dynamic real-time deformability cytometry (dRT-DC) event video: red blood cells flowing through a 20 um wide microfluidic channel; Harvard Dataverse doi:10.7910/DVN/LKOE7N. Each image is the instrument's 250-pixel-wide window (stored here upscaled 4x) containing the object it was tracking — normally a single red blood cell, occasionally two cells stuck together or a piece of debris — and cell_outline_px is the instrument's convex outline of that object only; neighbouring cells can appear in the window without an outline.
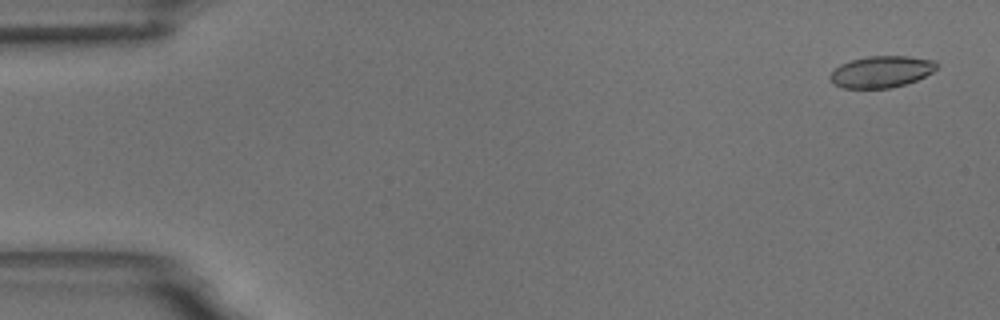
{"species": "common noctule bat (a hibernating species)", "species_latin": "Nyctalus noctula", "temperature_condition": "room temperature", "stored_images_in_passage": 56, "camera_frame_rate_fps": 3000, "um_per_image_px": 0.085, "animal": {"sex": "male", "body_mass_g": 18.8}, "frame": {"image": 1, "passage_image": 3, "time_ms": 0.667, "image_size_px": [1000, 320], "cell_outline_px": [[936, 68], [932, 72], [916, 80], [892, 88], [844, 88], [832, 84], [828, 76], [840, 64], [852, 60], [868, 56], [908, 56], [936, 60]], "centroid_in_image_um": [74.89, 6.1], "position_along_channel_um": 10.1, "area_um2": 19.59}}
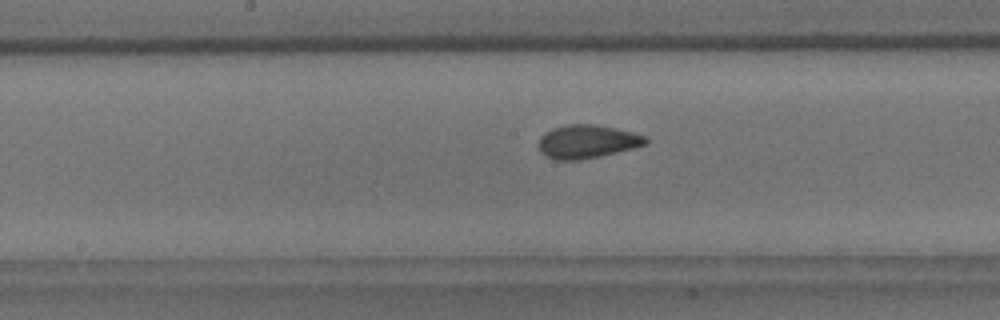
{"frame": {"image": 2, "passage_image": 29, "time_ms": 9.333, "image_size_px": [1000, 320], "cell_outline_px": [[648, 144], [600, 156], [580, 160], [556, 160], [544, 156], [540, 152], [540, 136], [544, 132], [552, 128], [568, 124], [596, 124], [616, 128], [632, 132], [644, 136], [648, 140]], "centroid_in_image_um": [49.88, 12.03], "position_along_channel_um": 198.3, "area_um2": 20.87}}
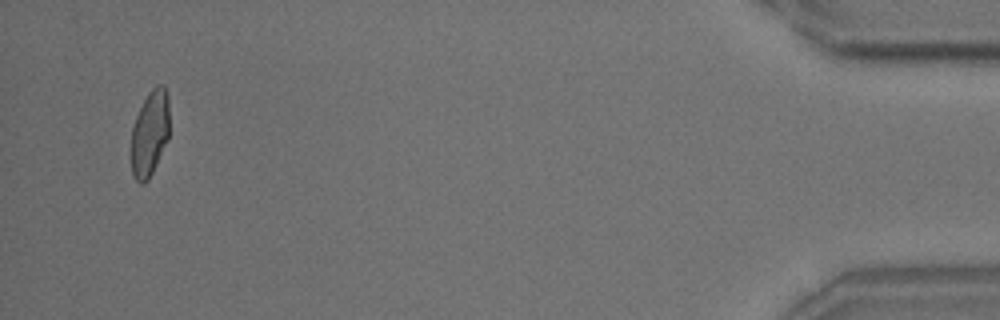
{"frame": {"image": 3, "passage_image": 54, "time_ms": 17.667, "image_size_px": [1000, 320], "cell_outline_px": [[168, 140], [148, 180], [144, 184], [140, 184], [132, 176], [132, 128], [136, 116], [148, 92], [156, 84], [164, 84], [168, 96]], "centroid_in_image_um": [12.74, 11.32], "position_along_channel_um": 422.5, "area_um2": 19.02}, "authors_computed_cell_mechanics": {"area_um2": 20.0566, "velocity_mm_per_s": 3.6603, "shape_relaxation_time_tau1_ms": 6.1624, "shape_relaxation_time_tau2_ms": 1.2609, "deformation_change_tau1": 0.1534, "deformation_change_tau2": 0.0692}}